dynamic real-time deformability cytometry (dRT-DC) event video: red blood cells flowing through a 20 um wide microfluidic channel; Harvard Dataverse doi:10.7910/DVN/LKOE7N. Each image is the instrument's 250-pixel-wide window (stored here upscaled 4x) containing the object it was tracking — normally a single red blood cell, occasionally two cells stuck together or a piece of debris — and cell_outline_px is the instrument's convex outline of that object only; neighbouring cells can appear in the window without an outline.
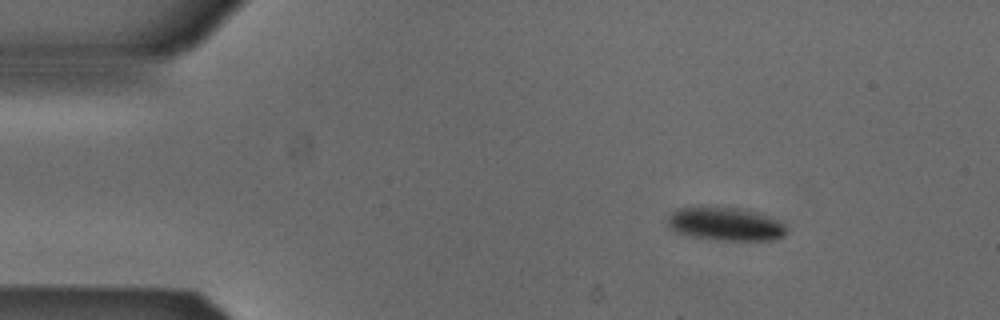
{"species": "Egyptian fruit bat (a non-hibernating species)", "species_latin": "Rousettus aegyptiacus", "temperature_condition": "cold", "stored_images_in_passage": 3, "camera_frame_rate_fps": 3000, "um_per_image_px": 0.085, "animal": {"sex": "male"}, "frame": {"image": 1, "passage_image": 1, "time_ms": 0.0, "image_size_px": [1000, 320], "cell_outline_px": [[784, 236], [776, 240], [716, 240], [692, 236], [676, 232], [668, 228], [668, 216], [676, 208], [744, 208], [776, 220], [784, 224]], "centroid_in_image_um": [61.63, 19.06], "position_along_channel_um": 23.4, "area_um2": 22.66}}
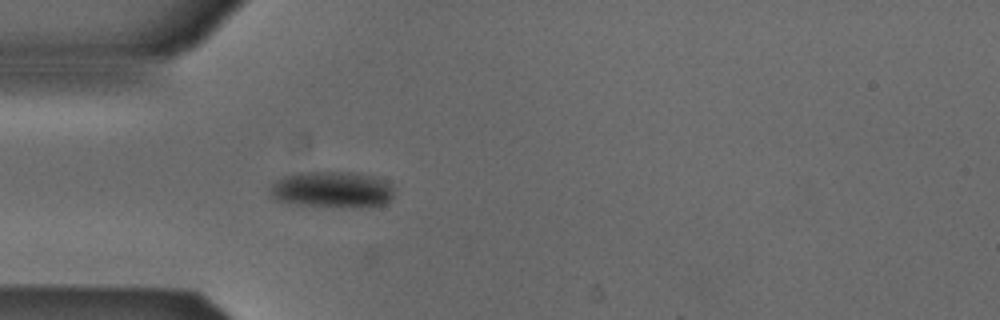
{"frame": {"image": 2, "passage_image": 3, "time_ms": 0.667, "image_size_px": [1000, 320], "cell_outline_px": [[392, 196], [384, 204], [376, 208], [332, 208], [296, 204], [276, 200], [268, 192], [268, 188], [276, 180], [284, 176], [296, 172], [352, 172], [372, 176], [384, 180], [392, 184]], "centroid_in_image_um": [28.22, 16.14], "position_along_channel_um": 56.8, "area_um2": 26.99}}